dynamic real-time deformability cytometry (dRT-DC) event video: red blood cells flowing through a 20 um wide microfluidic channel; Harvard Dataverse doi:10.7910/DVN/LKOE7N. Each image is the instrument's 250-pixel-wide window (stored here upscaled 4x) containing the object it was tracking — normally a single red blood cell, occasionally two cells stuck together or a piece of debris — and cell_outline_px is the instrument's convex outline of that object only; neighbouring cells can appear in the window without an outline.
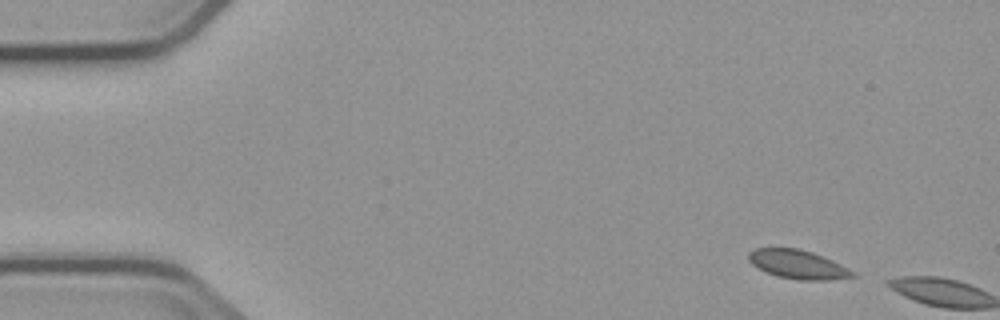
{"species": "common noctule bat (a hibernating species)", "species_latin": "Nyctalus noctula", "temperature_condition": "cold", "stored_images_in_passage": 5, "camera_frame_rate_fps": 3000, "um_per_image_px": 0.085, "animal": {"sex": "male", "body_mass_g": 23.1, "forearm_length_mm": 52.7}, "frame": {"image": 1, "passage_image": 5, "time_ms": 5.0, "image_size_px": [1000, 320], "cell_outline_px": [[860, 276], [828, 280], [800, 280], [776, 276], [764, 272], [756, 268], [748, 260], [748, 252], [756, 248], [800, 248], [812, 252], [832, 260], [856, 272]], "centroid_in_image_um": [67.82, 22.48], "position_along_channel_um": 17.2, "area_um2": 17.74}}